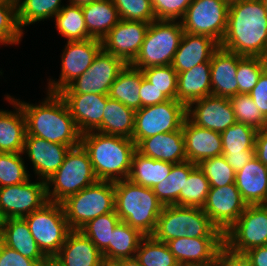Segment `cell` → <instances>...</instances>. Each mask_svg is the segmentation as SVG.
Masks as SVG:
<instances>
[{"instance_id":"obj_52","label":"cell","mask_w":267,"mask_h":266,"mask_svg":"<svg viewBox=\"0 0 267 266\" xmlns=\"http://www.w3.org/2000/svg\"><path fill=\"white\" fill-rule=\"evenodd\" d=\"M39 263L22 256L15 249H12L0 242V266H37Z\"/></svg>"},{"instance_id":"obj_22","label":"cell","mask_w":267,"mask_h":266,"mask_svg":"<svg viewBox=\"0 0 267 266\" xmlns=\"http://www.w3.org/2000/svg\"><path fill=\"white\" fill-rule=\"evenodd\" d=\"M187 161L199 164L202 160L222 155L221 133L193 124L187 117L182 125Z\"/></svg>"},{"instance_id":"obj_49","label":"cell","mask_w":267,"mask_h":266,"mask_svg":"<svg viewBox=\"0 0 267 266\" xmlns=\"http://www.w3.org/2000/svg\"><path fill=\"white\" fill-rule=\"evenodd\" d=\"M121 20L143 21L156 20L151 0H113Z\"/></svg>"},{"instance_id":"obj_18","label":"cell","mask_w":267,"mask_h":266,"mask_svg":"<svg viewBox=\"0 0 267 266\" xmlns=\"http://www.w3.org/2000/svg\"><path fill=\"white\" fill-rule=\"evenodd\" d=\"M166 244L180 266H203L213 262L224 237H180Z\"/></svg>"},{"instance_id":"obj_51","label":"cell","mask_w":267,"mask_h":266,"mask_svg":"<svg viewBox=\"0 0 267 266\" xmlns=\"http://www.w3.org/2000/svg\"><path fill=\"white\" fill-rule=\"evenodd\" d=\"M190 237H224L202 208L191 207Z\"/></svg>"},{"instance_id":"obj_13","label":"cell","mask_w":267,"mask_h":266,"mask_svg":"<svg viewBox=\"0 0 267 266\" xmlns=\"http://www.w3.org/2000/svg\"><path fill=\"white\" fill-rule=\"evenodd\" d=\"M102 49L98 39L67 41L61 54V73L58 81L48 79V92L58 93L82 75L92 65L95 56Z\"/></svg>"},{"instance_id":"obj_34","label":"cell","mask_w":267,"mask_h":266,"mask_svg":"<svg viewBox=\"0 0 267 266\" xmlns=\"http://www.w3.org/2000/svg\"><path fill=\"white\" fill-rule=\"evenodd\" d=\"M173 165L170 162L145 157L136 151L127 179L134 184L152 189L168 177Z\"/></svg>"},{"instance_id":"obj_17","label":"cell","mask_w":267,"mask_h":266,"mask_svg":"<svg viewBox=\"0 0 267 266\" xmlns=\"http://www.w3.org/2000/svg\"><path fill=\"white\" fill-rule=\"evenodd\" d=\"M186 113L193 124L220 133L237 122L231 102L226 97L205 96L189 104Z\"/></svg>"},{"instance_id":"obj_60","label":"cell","mask_w":267,"mask_h":266,"mask_svg":"<svg viewBox=\"0 0 267 266\" xmlns=\"http://www.w3.org/2000/svg\"><path fill=\"white\" fill-rule=\"evenodd\" d=\"M7 217L5 216L4 212L0 209V238L5 230Z\"/></svg>"},{"instance_id":"obj_50","label":"cell","mask_w":267,"mask_h":266,"mask_svg":"<svg viewBox=\"0 0 267 266\" xmlns=\"http://www.w3.org/2000/svg\"><path fill=\"white\" fill-rule=\"evenodd\" d=\"M156 20H180L193 0H151Z\"/></svg>"},{"instance_id":"obj_14","label":"cell","mask_w":267,"mask_h":266,"mask_svg":"<svg viewBox=\"0 0 267 266\" xmlns=\"http://www.w3.org/2000/svg\"><path fill=\"white\" fill-rule=\"evenodd\" d=\"M48 202L44 180L32 182L29 178L24 183L0 188V209L7 218H24Z\"/></svg>"},{"instance_id":"obj_25","label":"cell","mask_w":267,"mask_h":266,"mask_svg":"<svg viewBox=\"0 0 267 266\" xmlns=\"http://www.w3.org/2000/svg\"><path fill=\"white\" fill-rule=\"evenodd\" d=\"M243 56L219 47L210 61L212 95L230 98L238 94V61Z\"/></svg>"},{"instance_id":"obj_55","label":"cell","mask_w":267,"mask_h":266,"mask_svg":"<svg viewBox=\"0 0 267 266\" xmlns=\"http://www.w3.org/2000/svg\"><path fill=\"white\" fill-rule=\"evenodd\" d=\"M249 95L257 108L267 118V68L261 73L256 86L250 91Z\"/></svg>"},{"instance_id":"obj_38","label":"cell","mask_w":267,"mask_h":266,"mask_svg":"<svg viewBox=\"0 0 267 266\" xmlns=\"http://www.w3.org/2000/svg\"><path fill=\"white\" fill-rule=\"evenodd\" d=\"M55 27L67 41H84L90 39L87 31L82 7L78 5H63L54 17Z\"/></svg>"},{"instance_id":"obj_61","label":"cell","mask_w":267,"mask_h":266,"mask_svg":"<svg viewBox=\"0 0 267 266\" xmlns=\"http://www.w3.org/2000/svg\"><path fill=\"white\" fill-rule=\"evenodd\" d=\"M95 1H98V0H69L68 2L69 4H72V5L82 6L85 4L93 3Z\"/></svg>"},{"instance_id":"obj_36","label":"cell","mask_w":267,"mask_h":266,"mask_svg":"<svg viewBox=\"0 0 267 266\" xmlns=\"http://www.w3.org/2000/svg\"><path fill=\"white\" fill-rule=\"evenodd\" d=\"M143 237L144 235L137 229L120 221L112 231L109 242V263H114L122 258L135 257Z\"/></svg>"},{"instance_id":"obj_12","label":"cell","mask_w":267,"mask_h":266,"mask_svg":"<svg viewBox=\"0 0 267 266\" xmlns=\"http://www.w3.org/2000/svg\"><path fill=\"white\" fill-rule=\"evenodd\" d=\"M125 65L121 58L101 49L87 71L58 93L108 95L111 85Z\"/></svg>"},{"instance_id":"obj_53","label":"cell","mask_w":267,"mask_h":266,"mask_svg":"<svg viewBox=\"0 0 267 266\" xmlns=\"http://www.w3.org/2000/svg\"><path fill=\"white\" fill-rule=\"evenodd\" d=\"M212 264L214 266H251L244 254L232 252L225 245L216 253Z\"/></svg>"},{"instance_id":"obj_6","label":"cell","mask_w":267,"mask_h":266,"mask_svg":"<svg viewBox=\"0 0 267 266\" xmlns=\"http://www.w3.org/2000/svg\"><path fill=\"white\" fill-rule=\"evenodd\" d=\"M183 33L179 20L152 21L139 53L130 65L140 70L152 66L171 65Z\"/></svg>"},{"instance_id":"obj_47","label":"cell","mask_w":267,"mask_h":266,"mask_svg":"<svg viewBox=\"0 0 267 266\" xmlns=\"http://www.w3.org/2000/svg\"><path fill=\"white\" fill-rule=\"evenodd\" d=\"M197 165L208 179L210 187H223L235 183L236 172L223 155L202 160Z\"/></svg>"},{"instance_id":"obj_54","label":"cell","mask_w":267,"mask_h":266,"mask_svg":"<svg viewBox=\"0 0 267 266\" xmlns=\"http://www.w3.org/2000/svg\"><path fill=\"white\" fill-rule=\"evenodd\" d=\"M141 108L149 105H156L169 100L160 90L154 87L150 81L143 77L140 84Z\"/></svg>"},{"instance_id":"obj_28","label":"cell","mask_w":267,"mask_h":266,"mask_svg":"<svg viewBox=\"0 0 267 266\" xmlns=\"http://www.w3.org/2000/svg\"><path fill=\"white\" fill-rule=\"evenodd\" d=\"M212 95L210 61L178 73L176 100L186 107L192 102Z\"/></svg>"},{"instance_id":"obj_48","label":"cell","mask_w":267,"mask_h":266,"mask_svg":"<svg viewBox=\"0 0 267 266\" xmlns=\"http://www.w3.org/2000/svg\"><path fill=\"white\" fill-rule=\"evenodd\" d=\"M144 77L170 100H176L178 74L172 65L152 66L142 70Z\"/></svg>"},{"instance_id":"obj_19","label":"cell","mask_w":267,"mask_h":266,"mask_svg":"<svg viewBox=\"0 0 267 266\" xmlns=\"http://www.w3.org/2000/svg\"><path fill=\"white\" fill-rule=\"evenodd\" d=\"M70 148L68 145L26 135L22 153L32 162L37 179L47 181L60 168Z\"/></svg>"},{"instance_id":"obj_29","label":"cell","mask_w":267,"mask_h":266,"mask_svg":"<svg viewBox=\"0 0 267 266\" xmlns=\"http://www.w3.org/2000/svg\"><path fill=\"white\" fill-rule=\"evenodd\" d=\"M190 225L191 207L166 205L162 208L152 236L165 243L180 237H190Z\"/></svg>"},{"instance_id":"obj_66","label":"cell","mask_w":267,"mask_h":266,"mask_svg":"<svg viewBox=\"0 0 267 266\" xmlns=\"http://www.w3.org/2000/svg\"><path fill=\"white\" fill-rule=\"evenodd\" d=\"M263 205L267 209V199L265 200V202L263 203Z\"/></svg>"},{"instance_id":"obj_21","label":"cell","mask_w":267,"mask_h":266,"mask_svg":"<svg viewBox=\"0 0 267 266\" xmlns=\"http://www.w3.org/2000/svg\"><path fill=\"white\" fill-rule=\"evenodd\" d=\"M65 101L81 134L95 131L103 119L107 95L59 94Z\"/></svg>"},{"instance_id":"obj_62","label":"cell","mask_w":267,"mask_h":266,"mask_svg":"<svg viewBox=\"0 0 267 266\" xmlns=\"http://www.w3.org/2000/svg\"><path fill=\"white\" fill-rule=\"evenodd\" d=\"M37 266H54V263L52 259L48 258L46 261L39 263Z\"/></svg>"},{"instance_id":"obj_26","label":"cell","mask_w":267,"mask_h":266,"mask_svg":"<svg viewBox=\"0 0 267 266\" xmlns=\"http://www.w3.org/2000/svg\"><path fill=\"white\" fill-rule=\"evenodd\" d=\"M14 111L0 109V153H22L26 136V120L20 104L9 94L5 98Z\"/></svg>"},{"instance_id":"obj_45","label":"cell","mask_w":267,"mask_h":266,"mask_svg":"<svg viewBox=\"0 0 267 266\" xmlns=\"http://www.w3.org/2000/svg\"><path fill=\"white\" fill-rule=\"evenodd\" d=\"M23 153H0V188L26 182L30 177Z\"/></svg>"},{"instance_id":"obj_9","label":"cell","mask_w":267,"mask_h":266,"mask_svg":"<svg viewBox=\"0 0 267 266\" xmlns=\"http://www.w3.org/2000/svg\"><path fill=\"white\" fill-rule=\"evenodd\" d=\"M186 117V106L177 100L142 107L135 112L132 140L137 145L144 138L177 131Z\"/></svg>"},{"instance_id":"obj_67","label":"cell","mask_w":267,"mask_h":266,"mask_svg":"<svg viewBox=\"0 0 267 266\" xmlns=\"http://www.w3.org/2000/svg\"><path fill=\"white\" fill-rule=\"evenodd\" d=\"M203 266H214V265L211 263V264H208V265H203Z\"/></svg>"},{"instance_id":"obj_35","label":"cell","mask_w":267,"mask_h":266,"mask_svg":"<svg viewBox=\"0 0 267 266\" xmlns=\"http://www.w3.org/2000/svg\"><path fill=\"white\" fill-rule=\"evenodd\" d=\"M196 166L189 161L174 164L168 177L152 188L157 199L164 206H180V192H184L185 180Z\"/></svg>"},{"instance_id":"obj_15","label":"cell","mask_w":267,"mask_h":266,"mask_svg":"<svg viewBox=\"0 0 267 266\" xmlns=\"http://www.w3.org/2000/svg\"><path fill=\"white\" fill-rule=\"evenodd\" d=\"M247 203L243 200L236 184L210 187L202 207L212 224L223 234L238 220Z\"/></svg>"},{"instance_id":"obj_20","label":"cell","mask_w":267,"mask_h":266,"mask_svg":"<svg viewBox=\"0 0 267 266\" xmlns=\"http://www.w3.org/2000/svg\"><path fill=\"white\" fill-rule=\"evenodd\" d=\"M54 266H104L102 252L80 230H71L59 252L52 258Z\"/></svg>"},{"instance_id":"obj_41","label":"cell","mask_w":267,"mask_h":266,"mask_svg":"<svg viewBox=\"0 0 267 266\" xmlns=\"http://www.w3.org/2000/svg\"><path fill=\"white\" fill-rule=\"evenodd\" d=\"M258 130L247 124L236 122L221 132L222 153H243L255 149Z\"/></svg>"},{"instance_id":"obj_7","label":"cell","mask_w":267,"mask_h":266,"mask_svg":"<svg viewBox=\"0 0 267 266\" xmlns=\"http://www.w3.org/2000/svg\"><path fill=\"white\" fill-rule=\"evenodd\" d=\"M61 204L70 229L79 230L88 221L115 211L114 182L97 180Z\"/></svg>"},{"instance_id":"obj_27","label":"cell","mask_w":267,"mask_h":266,"mask_svg":"<svg viewBox=\"0 0 267 266\" xmlns=\"http://www.w3.org/2000/svg\"><path fill=\"white\" fill-rule=\"evenodd\" d=\"M235 184L247 205L263 204L267 199V166L254 157L236 172Z\"/></svg>"},{"instance_id":"obj_40","label":"cell","mask_w":267,"mask_h":266,"mask_svg":"<svg viewBox=\"0 0 267 266\" xmlns=\"http://www.w3.org/2000/svg\"><path fill=\"white\" fill-rule=\"evenodd\" d=\"M135 257L142 266H180L167 244L153 236L142 238Z\"/></svg>"},{"instance_id":"obj_4","label":"cell","mask_w":267,"mask_h":266,"mask_svg":"<svg viewBox=\"0 0 267 266\" xmlns=\"http://www.w3.org/2000/svg\"><path fill=\"white\" fill-rule=\"evenodd\" d=\"M115 211L119 219L144 236H152L163 204L153 189L130 182L128 179L114 182Z\"/></svg>"},{"instance_id":"obj_24","label":"cell","mask_w":267,"mask_h":266,"mask_svg":"<svg viewBox=\"0 0 267 266\" xmlns=\"http://www.w3.org/2000/svg\"><path fill=\"white\" fill-rule=\"evenodd\" d=\"M220 44L212 37L184 32L174 55L172 67L178 73L194 66L211 61Z\"/></svg>"},{"instance_id":"obj_57","label":"cell","mask_w":267,"mask_h":266,"mask_svg":"<svg viewBox=\"0 0 267 266\" xmlns=\"http://www.w3.org/2000/svg\"><path fill=\"white\" fill-rule=\"evenodd\" d=\"M255 157L267 166V127L258 130L255 143Z\"/></svg>"},{"instance_id":"obj_16","label":"cell","mask_w":267,"mask_h":266,"mask_svg":"<svg viewBox=\"0 0 267 266\" xmlns=\"http://www.w3.org/2000/svg\"><path fill=\"white\" fill-rule=\"evenodd\" d=\"M150 23L120 20L101 40L102 49L130 64L139 53Z\"/></svg>"},{"instance_id":"obj_32","label":"cell","mask_w":267,"mask_h":266,"mask_svg":"<svg viewBox=\"0 0 267 266\" xmlns=\"http://www.w3.org/2000/svg\"><path fill=\"white\" fill-rule=\"evenodd\" d=\"M143 77L142 70L126 64L111 85L108 97L135 111L139 110L141 108L140 84Z\"/></svg>"},{"instance_id":"obj_1","label":"cell","mask_w":267,"mask_h":266,"mask_svg":"<svg viewBox=\"0 0 267 266\" xmlns=\"http://www.w3.org/2000/svg\"><path fill=\"white\" fill-rule=\"evenodd\" d=\"M220 47L241 56L267 58V13L261 0L229 3Z\"/></svg>"},{"instance_id":"obj_33","label":"cell","mask_w":267,"mask_h":266,"mask_svg":"<svg viewBox=\"0 0 267 266\" xmlns=\"http://www.w3.org/2000/svg\"><path fill=\"white\" fill-rule=\"evenodd\" d=\"M135 112V110L109 98L107 95L102 124L95 131L132 139Z\"/></svg>"},{"instance_id":"obj_8","label":"cell","mask_w":267,"mask_h":266,"mask_svg":"<svg viewBox=\"0 0 267 266\" xmlns=\"http://www.w3.org/2000/svg\"><path fill=\"white\" fill-rule=\"evenodd\" d=\"M42 253L52 259L71 231L61 203L48 202L24 217Z\"/></svg>"},{"instance_id":"obj_23","label":"cell","mask_w":267,"mask_h":266,"mask_svg":"<svg viewBox=\"0 0 267 266\" xmlns=\"http://www.w3.org/2000/svg\"><path fill=\"white\" fill-rule=\"evenodd\" d=\"M136 151L145 157L173 164L187 161L182 128L144 138L136 145Z\"/></svg>"},{"instance_id":"obj_10","label":"cell","mask_w":267,"mask_h":266,"mask_svg":"<svg viewBox=\"0 0 267 266\" xmlns=\"http://www.w3.org/2000/svg\"><path fill=\"white\" fill-rule=\"evenodd\" d=\"M228 8L225 0H193L180 19L184 32L206 35L220 44L227 30Z\"/></svg>"},{"instance_id":"obj_3","label":"cell","mask_w":267,"mask_h":266,"mask_svg":"<svg viewBox=\"0 0 267 266\" xmlns=\"http://www.w3.org/2000/svg\"><path fill=\"white\" fill-rule=\"evenodd\" d=\"M80 144L88 153L98 180L116 182L128 178L136 152L132 139L91 131L81 134Z\"/></svg>"},{"instance_id":"obj_5","label":"cell","mask_w":267,"mask_h":266,"mask_svg":"<svg viewBox=\"0 0 267 266\" xmlns=\"http://www.w3.org/2000/svg\"><path fill=\"white\" fill-rule=\"evenodd\" d=\"M97 180L89 155L83 146L80 144L72 147L60 168L46 181L48 201L61 203L68 196L89 187Z\"/></svg>"},{"instance_id":"obj_43","label":"cell","mask_w":267,"mask_h":266,"mask_svg":"<svg viewBox=\"0 0 267 266\" xmlns=\"http://www.w3.org/2000/svg\"><path fill=\"white\" fill-rule=\"evenodd\" d=\"M22 37L16 0H0V45L19 44Z\"/></svg>"},{"instance_id":"obj_58","label":"cell","mask_w":267,"mask_h":266,"mask_svg":"<svg viewBox=\"0 0 267 266\" xmlns=\"http://www.w3.org/2000/svg\"><path fill=\"white\" fill-rule=\"evenodd\" d=\"M244 255L251 266H267V245L251 248Z\"/></svg>"},{"instance_id":"obj_42","label":"cell","mask_w":267,"mask_h":266,"mask_svg":"<svg viewBox=\"0 0 267 266\" xmlns=\"http://www.w3.org/2000/svg\"><path fill=\"white\" fill-rule=\"evenodd\" d=\"M210 183L198 165L190 172L180 192V206L202 208L206 202Z\"/></svg>"},{"instance_id":"obj_11","label":"cell","mask_w":267,"mask_h":266,"mask_svg":"<svg viewBox=\"0 0 267 266\" xmlns=\"http://www.w3.org/2000/svg\"><path fill=\"white\" fill-rule=\"evenodd\" d=\"M224 245L239 254L267 245V209L263 204L247 205L238 220L224 233Z\"/></svg>"},{"instance_id":"obj_64","label":"cell","mask_w":267,"mask_h":266,"mask_svg":"<svg viewBox=\"0 0 267 266\" xmlns=\"http://www.w3.org/2000/svg\"><path fill=\"white\" fill-rule=\"evenodd\" d=\"M104 266H115L113 263H105Z\"/></svg>"},{"instance_id":"obj_56","label":"cell","mask_w":267,"mask_h":266,"mask_svg":"<svg viewBox=\"0 0 267 266\" xmlns=\"http://www.w3.org/2000/svg\"><path fill=\"white\" fill-rule=\"evenodd\" d=\"M222 155L226 162L237 172L255 157V149L244 150L243 153H222Z\"/></svg>"},{"instance_id":"obj_59","label":"cell","mask_w":267,"mask_h":266,"mask_svg":"<svg viewBox=\"0 0 267 266\" xmlns=\"http://www.w3.org/2000/svg\"><path fill=\"white\" fill-rule=\"evenodd\" d=\"M115 266H142L136 257L122 258L113 263Z\"/></svg>"},{"instance_id":"obj_46","label":"cell","mask_w":267,"mask_h":266,"mask_svg":"<svg viewBox=\"0 0 267 266\" xmlns=\"http://www.w3.org/2000/svg\"><path fill=\"white\" fill-rule=\"evenodd\" d=\"M266 68L267 58L243 56L238 61L236 73L238 93L249 94Z\"/></svg>"},{"instance_id":"obj_30","label":"cell","mask_w":267,"mask_h":266,"mask_svg":"<svg viewBox=\"0 0 267 266\" xmlns=\"http://www.w3.org/2000/svg\"><path fill=\"white\" fill-rule=\"evenodd\" d=\"M0 242L38 263L48 259L37 246L24 218H7Z\"/></svg>"},{"instance_id":"obj_65","label":"cell","mask_w":267,"mask_h":266,"mask_svg":"<svg viewBox=\"0 0 267 266\" xmlns=\"http://www.w3.org/2000/svg\"><path fill=\"white\" fill-rule=\"evenodd\" d=\"M227 1L228 3H232V2H235V1H239V0H225Z\"/></svg>"},{"instance_id":"obj_37","label":"cell","mask_w":267,"mask_h":266,"mask_svg":"<svg viewBox=\"0 0 267 266\" xmlns=\"http://www.w3.org/2000/svg\"><path fill=\"white\" fill-rule=\"evenodd\" d=\"M120 221L116 211H113L88 221L79 229L102 252L105 263H109L112 231Z\"/></svg>"},{"instance_id":"obj_63","label":"cell","mask_w":267,"mask_h":266,"mask_svg":"<svg viewBox=\"0 0 267 266\" xmlns=\"http://www.w3.org/2000/svg\"><path fill=\"white\" fill-rule=\"evenodd\" d=\"M261 1L263 2V5H264V7L266 9V13H267V0H261Z\"/></svg>"},{"instance_id":"obj_44","label":"cell","mask_w":267,"mask_h":266,"mask_svg":"<svg viewBox=\"0 0 267 266\" xmlns=\"http://www.w3.org/2000/svg\"><path fill=\"white\" fill-rule=\"evenodd\" d=\"M236 121L262 130L267 127V118L257 108L249 94L238 93L229 98Z\"/></svg>"},{"instance_id":"obj_31","label":"cell","mask_w":267,"mask_h":266,"mask_svg":"<svg viewBox=\"0 0 267 266\" xmlns=\"http://www.w3.org/2000/svg\"><path fill=\"white\" fill-rule=\"evenodd\" d=\"M81 7L87 31L93 39L102 40L121 20L113 0H98Z\"/></svg>"},{"instance_id":"obj_39","label":"cell","mask_w":267,"mask_h":266,"mask_svg":"<svg viewBox=\"0 0 267 266\" xmlns=\"http://www.w3.org/2000/svg\"><path fill=\"white\" fill-rule=\"evenodd\" d=\"M62 0H16L20 29L37 21L54 18L63 8Z\"/></svg>"},{"instance_id":"obj_2","label":"cell","mask_w":267,"mask_h":266,"mask_svg":"<svg viewBox=\"0 0 267 266\" xmlns=\"http://www.w3.org/2000/svg\"><path fill=\"white\" fill-rule=\"evenodd\" d=\"M40 104L15 99L26 120V135L37 136L52 143L75 147L80 145L81 133L59 93H46Z\"/></svg>"}]
</instances>
